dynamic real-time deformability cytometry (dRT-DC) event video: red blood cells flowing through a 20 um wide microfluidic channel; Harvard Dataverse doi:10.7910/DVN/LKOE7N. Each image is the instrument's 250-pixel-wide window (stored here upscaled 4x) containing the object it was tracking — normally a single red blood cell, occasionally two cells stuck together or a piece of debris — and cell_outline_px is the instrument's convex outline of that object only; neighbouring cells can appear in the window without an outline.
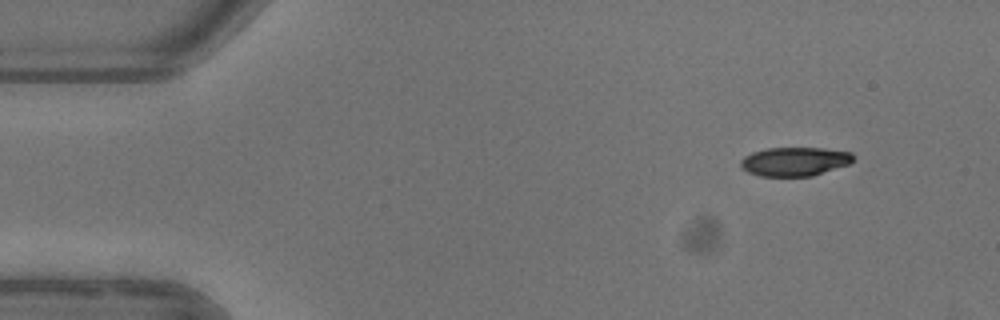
{"species": "common noctule bat (a hibernating species)", "species_latin": "Nyctalus noctula", "temperature_condition": "warm", "stored_images_in_passage": 5, "segment_of_instrument_passage": [2, 2], "camera_frame_rate_fps": 3000, "um_per_image_px": 0.085, "animal": {"sex": "female"}, "frame": {"image": 1, "passage_image": 5, "time_ms": 5.667, "image_size_px": [1000, 320], "cell_outline_px": [[852, 160], [848, 164], [812, 176], [760, 176], [748, 172], [740, 168], [740, 160], [744, 156], [752, 152], [768, 148], [824, 148], [852, 152]], "centroid_in_image_um": [67.5, 13.73], "position_along_channel_um": 17.5, "area_um2": 18.9}}